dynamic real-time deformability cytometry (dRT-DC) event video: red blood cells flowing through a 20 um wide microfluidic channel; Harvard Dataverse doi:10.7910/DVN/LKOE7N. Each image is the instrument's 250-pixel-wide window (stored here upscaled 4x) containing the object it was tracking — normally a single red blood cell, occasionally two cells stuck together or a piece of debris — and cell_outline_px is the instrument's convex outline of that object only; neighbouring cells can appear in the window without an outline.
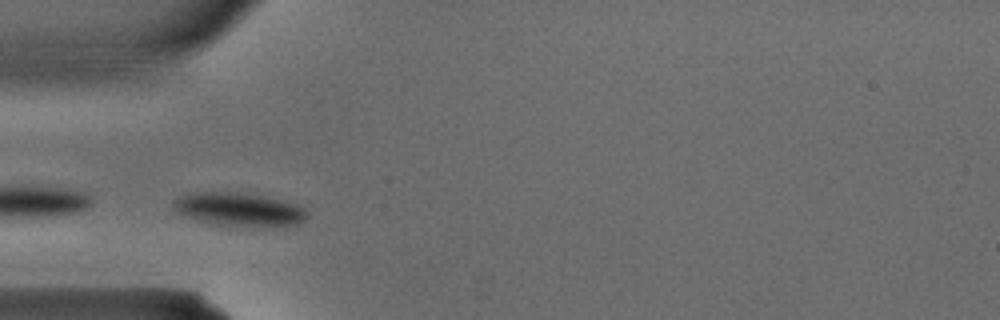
{"species": "common noctule bat (a hibernating species)", "species_latin": "Nyctalus noctula", "temperature_condition": "warm", "stored_images_in_passage": 8, "camera_frame_rate_fps": 3000, "um_per_image_px": 0.085, "animal": {"sex": "male", "body_mass_g": 15.6}, "frame": {"image": 1, "passage_image": 6, "time_ms": 1.667, "image_size_px": [1000, 320], "cell_outline_px": [[308, 212], [304, 220], [300, 224], [288, 228], [264, 228], [220, 224], [196, 220], [184, 216], [176, 212], [172, 208], [172, 200], [180, 196], [192, 192], [236, 192], [264, 196], [284, 200], [300, 204]], "centroid_in_image_um": [20.39, 17.82], "position_along_channel_um": 64.6, "area_um2": 26.93}}